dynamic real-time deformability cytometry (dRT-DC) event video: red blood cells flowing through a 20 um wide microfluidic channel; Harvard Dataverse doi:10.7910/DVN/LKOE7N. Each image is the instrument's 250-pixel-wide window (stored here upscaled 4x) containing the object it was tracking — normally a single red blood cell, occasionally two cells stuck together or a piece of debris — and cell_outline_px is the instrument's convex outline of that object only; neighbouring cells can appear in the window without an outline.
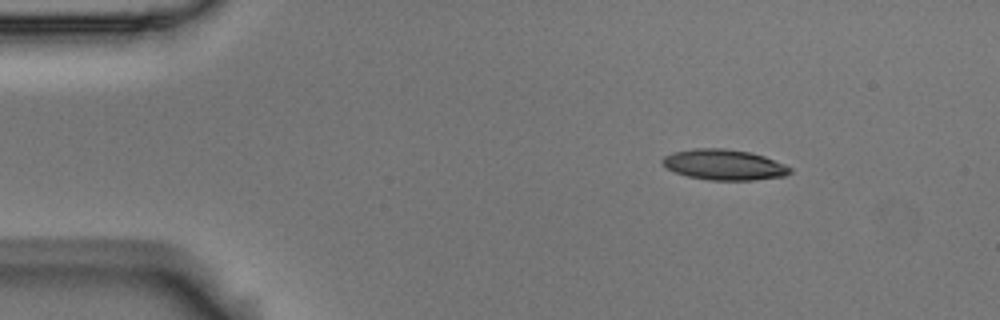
{"species": "Egyptian fruit bat (a non-hibernating species)", "species_latin": "Rousettus aegyptiacus", "temperature_condition": "room temperature", "stored_images_in_passage": 4, "camera_frame_rate_fps": 3000, "um_per_image_px": 0.085, "animal": {"sex": "male"}, "frame": {"image": 1, "passage_image": 1, "time_ms": 0.0, "image_size_px": [1000, 320], "cell_outline_px": [[792, 172], [784, 176], [752, 180], [708, 180], [688, 176], [664, 168], [660, 160], [664, 156], [672, 152], [692, 148], [724, 148], [748, 152], [764, 156], [784, 164], [792, 168]], "centroid_in_image_um": [61.5, 14.0], "position_along_channel_um": 23.5, "area_um2": 22.83}}
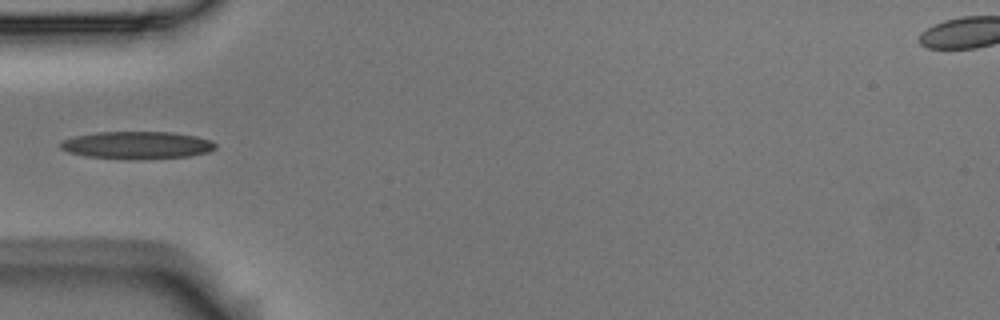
{"frame": {"image": 2, "passage_image": 4, "time_ms": 1.0, "image_size_px": [1000, 320], "cell_outline_px": [[216, 148], [208, 152], [188, 156], [140, 160], [128, 160], [84, 156], [68, 152], [60, 148], [60, 144], [64, 140], [76, 136], [96, 132], [172, 132], [196, 136], [212, 140], [216, 144]], "centroid_in_image_um": [11.66, 12.35], "position_along_channel_um": 73.3, "area_um2": 25.09}}